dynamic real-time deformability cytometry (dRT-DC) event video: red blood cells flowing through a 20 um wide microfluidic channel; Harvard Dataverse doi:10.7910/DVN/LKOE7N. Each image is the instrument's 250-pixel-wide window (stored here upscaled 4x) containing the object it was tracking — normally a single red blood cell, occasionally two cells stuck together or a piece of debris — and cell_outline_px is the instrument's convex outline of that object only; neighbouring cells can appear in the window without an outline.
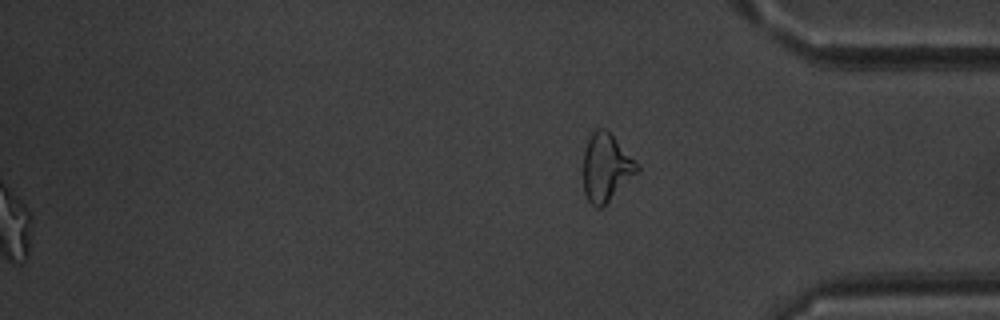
{"species": "common noctule bat (a hibernating species)", "species_latin": "Nyctalus noctula", "temperature_condition": "warm", "stored_images_in_passage": 40, "segment_of_instrument_passage": [2, 2], "camera_frame_rate_fps": 3000, "um_per_image_px": 0.085, "animal": {"sex": "male", "body_mass_g": 20.1, "forearm_length_mm": 53.5}, "frame": {"image": 1, "passage_image": 40, "time_ms": 13.0, "image_size_px": [1000, 320], "cell_outline_px": [[640, 168], [600, 208], [596, 208], [588, 200], [584, 192], [584, 152], [588, 140], [592, 132], [596, 128], [604, 128], [640, 164]], "centroid_in_image_um": [51.5, 14.21], "position_along_channel_um": 383.7, "area_um2": 20.52}}